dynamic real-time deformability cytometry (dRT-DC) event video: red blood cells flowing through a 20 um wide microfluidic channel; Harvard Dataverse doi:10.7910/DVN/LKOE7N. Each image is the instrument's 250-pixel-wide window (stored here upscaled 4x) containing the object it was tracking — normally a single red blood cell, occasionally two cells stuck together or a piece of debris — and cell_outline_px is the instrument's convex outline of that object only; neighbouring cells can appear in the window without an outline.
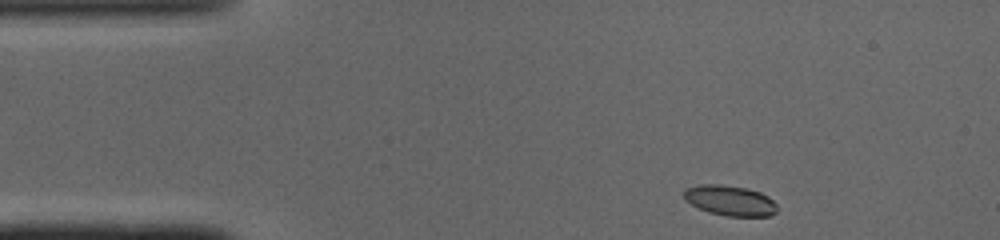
{"species": "common noctule bat (a hibernating species)", "species_latin": "Nyctalus noctula", "temperature_condition": "cold", "stored_images_in_passage": 43, "camera_frame_rate_fps": 3000, "um_per_image_px": 0.085, "animal": {"sex": "male", "body_mass_g": 19.0, "forearm_length_mm": 50.8}, "frame": {"image": 1, "passage_image": 1, "time_ms": 0.0, "image_size_px": [1000, 240], "cell_outline_px": [[776, 212], [768, 216], [728, 216], [708, 212], [684, 200], [684, 188], [700, 184], [720, 184], [744, 188], [760, 192], [768, 196], [776, 204]], "centroid_in_image_um": [62.02, 17.04], "position_along_channel_um": 23.0, "area_um2": 16.36}}
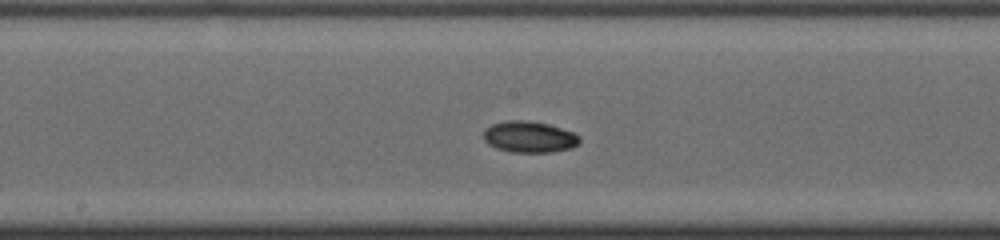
{"frame": {"image": 2, "passage_image": 19, "time_ms": 6.0, "image_size_px": [1000, 240], "cell_outline_px": [[580, 144], [572, 148], [552, 152], [512, 152], [496, 148], [488, 144], [484, 140], [484, 128], [492, 124], [508, 120], [520, 120], [548, 124], [572, 132], [580, 136]], "centroid_in_image_um": [44.99, 11.64], "position_along_channel_um": 203.2, "area_um2": 17.51}}
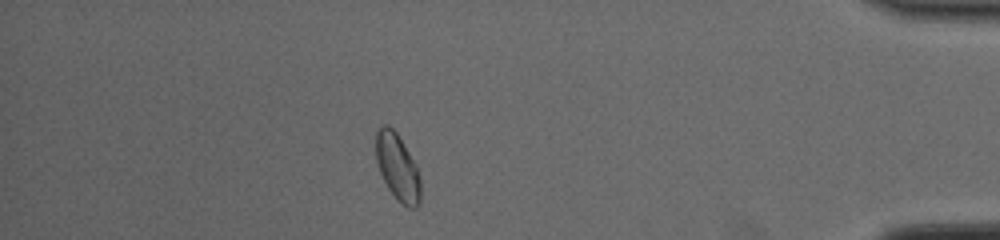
{"frame": {"image": 3, "passage_image": 37, "time_ms": 12.0, "image_size_px": [1000, 240], "cell_outline_px": [[420, 204], [416, 208], [408, 208], [396, 200], [388, 188], [380, 172], [376, 160], [376, 132], [384, 124], [388, 124], [396, 132], [416, 164], [420, 180]], "centroid_in_image_um": [33.8, 14.24], "position_along_channel_um": 401.4, "area_um2": 17.34}, "authors_computed_cell_mechanics": {"area_um2": 16.762, "velocity_mm_per_s": 4.0754, "shape_relaxation_time_tau1_ms": 4.3943, "shape_relaxation_time_tau2_ms": null, "deformation_change_tau1": 0.0896, "deformation_change_tau2": null}}